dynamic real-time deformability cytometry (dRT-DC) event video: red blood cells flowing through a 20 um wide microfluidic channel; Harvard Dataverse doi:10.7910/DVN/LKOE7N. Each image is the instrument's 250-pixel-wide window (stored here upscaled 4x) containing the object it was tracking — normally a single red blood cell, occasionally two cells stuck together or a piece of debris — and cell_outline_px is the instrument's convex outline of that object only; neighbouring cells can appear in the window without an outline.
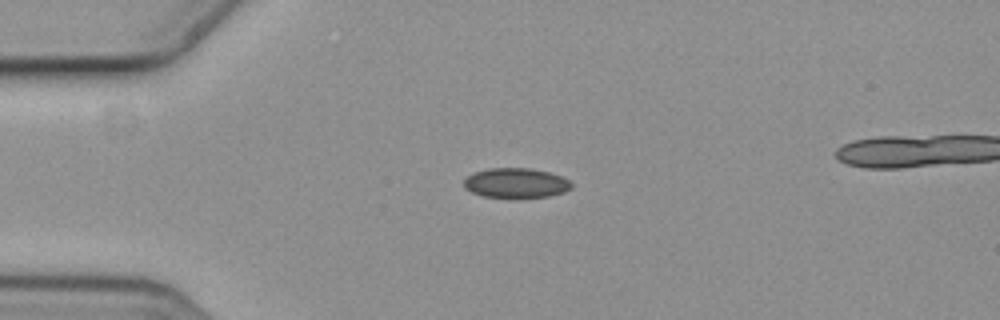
{"species": "common noctule bat (a hibernating species)", "species_latin": "Nyctalus noctula", "temperature_condition": "cold", "stored_images_in_passage": 8, "camera_frame_rate_fps": 3000, "um_per_image_px": 0.085, "animal": {"sex": "female", "body_mass_g": 19.3, "forearm_length_mm": 54.1}, "frame": {"image": 1, "passage_image": 4, "time_ms": 1.0, "image_size_px": [1000, 320], "cell_outline_px": [[572, 188], [564, 192], [548, 196], [484, 196], [472, 192], [464, 188], [464, 180], [472, 172], [488, 168], [532, 168], [548, 172], [560, 176], [568, 180], [572, 184]], "centroid_in_image_um": [43.84, 15.52], "position_along_channel_um": 41.2, "area_um2": 18.32}}
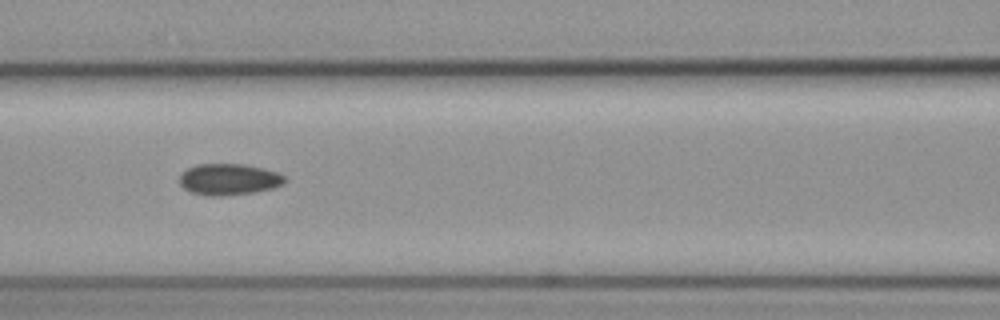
{"frame": {"image": 2, "passage_image": 7, "time_ms": 2.0, "image_size_px": [1000, 320], "cell_outline_px": [[288, 180], [284, 184], [272, 188], [252, 192], [220, 196], [204, 196], [192, 192], [184, 188], [180, 184], [180, 172], [196, 164], [244, 164], [264, 168], [280, 172]], "centroid_in_image_um": [19.47, 15.23], "position_along_channel_um": 147.1, "area_um2": 19.42}}
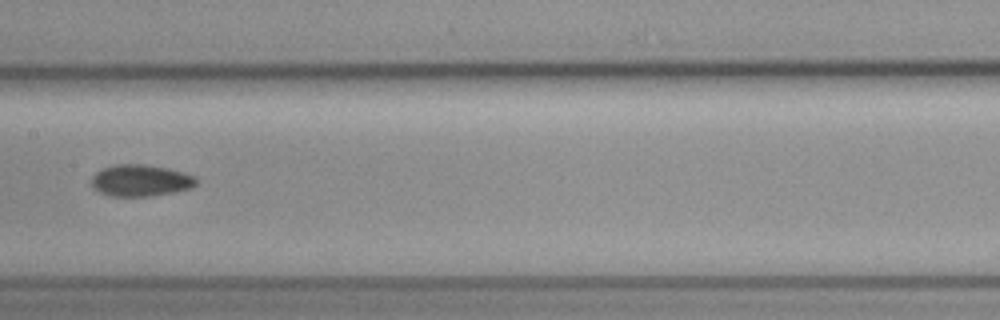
{"frame": {"image": 3, "passage_image": 8, "time_ms": 2.333, "image_size_px": [1000, 320], "cell_outline_px": [[200, 180], [192, 188], [176, 192], [148, 196], [112, 196], [100, 192], [92, 188], [92, 176], [96, 172], [104, 168], [116, 164], [144, 164], [168, 168], [184, 172], [196, 176]], "centroid_in_image_um": [12.0, 15.34], "position_along_channel_um": 195.4, "area_um2": 19.54}}